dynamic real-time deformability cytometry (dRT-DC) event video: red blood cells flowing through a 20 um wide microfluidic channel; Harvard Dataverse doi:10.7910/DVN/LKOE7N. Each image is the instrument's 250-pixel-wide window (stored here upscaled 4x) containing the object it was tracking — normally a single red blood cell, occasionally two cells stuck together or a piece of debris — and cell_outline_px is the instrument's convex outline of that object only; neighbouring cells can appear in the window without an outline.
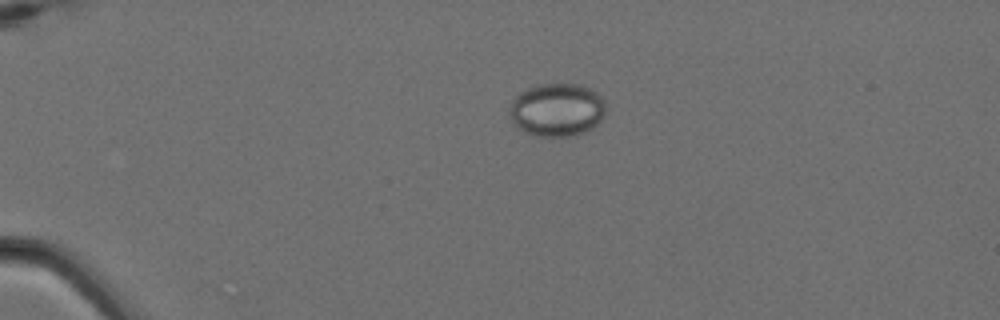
{"species": "Egyptian fruit bat (a non-hibernating species)", "species_latin": "Rousettus aegyptiacus", "temperature_condition": "cold", "stored_images_in_passage": 4, "camera_frame_rate_fps": 3000, "um_per_image_px": 0.085, "animal": {"sex": "female"}, "frame": {"image": 1, "passage_image": 1, "time_ms": 0.0, "image_size_px": [1000, 320], "cell_outline_px": [[604, 116], [592, 128], [584, 132], [572, 136], [536, 136], [524, 132], [512, 120], [508, 112], [508, 108], [512, 100], [520, 92], [536, 84], [580, 84], [592, 88], [604, 100]], "centroid_in_image_um": [47.33, 9.32], "position_along_channel_um": 37.7, "area_um2": 29.94}}